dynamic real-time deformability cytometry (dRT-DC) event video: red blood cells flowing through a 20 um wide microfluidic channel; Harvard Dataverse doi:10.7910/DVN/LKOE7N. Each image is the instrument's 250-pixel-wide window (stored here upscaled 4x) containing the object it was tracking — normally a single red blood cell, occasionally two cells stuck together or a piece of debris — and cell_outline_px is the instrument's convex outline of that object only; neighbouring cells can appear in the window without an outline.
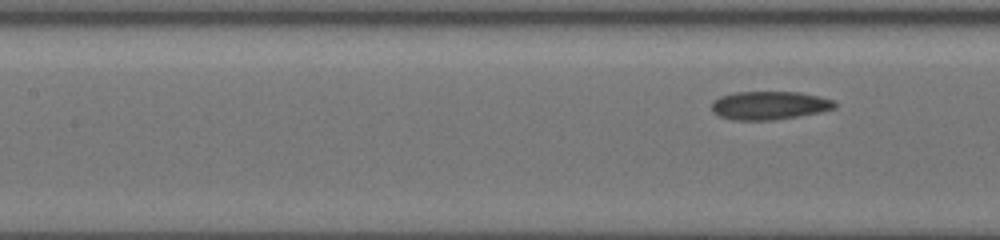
{"species": "common noctule bat (a hibernating species)", "species_latin": "Nyctalus noctula", "temperature_condition": "cold", "stored_images_in_passage": 19, "segment_of_instrument_passage": [2, 2], "camera_frame_rate_fps": 3000, "um_per_image_px": 0.085, "animal": {"sex": "female", "body_mass_g": 19.5, "forearm_length_mm": 54.1}, "frame": {"image": 1, "passage_image": 19, "time_ms": 5.0, "image_size_px": [1000, 240], "cell_outline_px": [[836, 108], [820, 112], [776, 120], [732, 120], [720, 116], [712, 112], [712, 100], [720, 96], [736, 92], [800, 92], [820, 96], [832, 100], [836, 104]], "centroid_in_image_um": [65.38, 8.96], "position_along_channel_um": 142.0, "area_um2": 20.46}}